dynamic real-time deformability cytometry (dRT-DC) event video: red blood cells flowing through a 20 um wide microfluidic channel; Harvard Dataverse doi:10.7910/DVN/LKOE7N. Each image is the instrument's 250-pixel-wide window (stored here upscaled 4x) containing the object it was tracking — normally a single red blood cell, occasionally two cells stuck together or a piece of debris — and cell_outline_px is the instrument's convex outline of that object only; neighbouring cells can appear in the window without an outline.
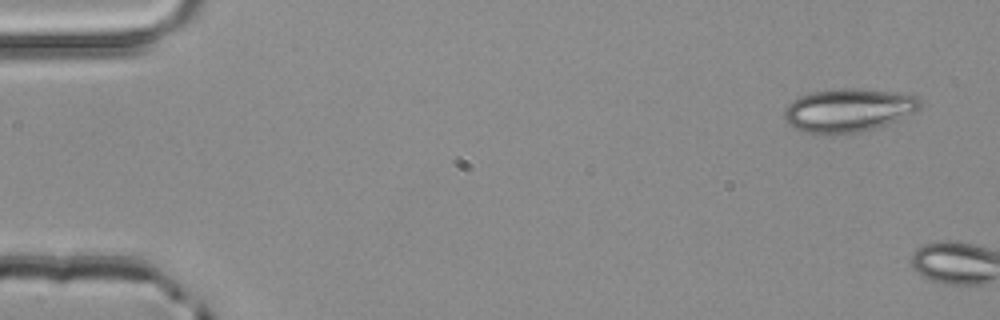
{"species": "common noctule bat (a hibernating species)", "species_latin": "Nyctalus noctula", "temperature_condition": "room temperature", "stored_images_in_passage": 4, "camera_frame_rate_fps": 3000, "um_per_image_px": 0.085, "animal": {"sex": "male", "body_mass_g": 20.4}, "frame": {"image": 1, "passage_image": 1, "time_ms": 0.0, "image_size_px": [1000, 320], "cell_outline_px": [[920, 108], [916, 112], [876, 128], [860, 132], [832, 136], [828, 136], [804, 132], [792, 128], [788, 124], [784, 116], [784, 108], [792, 100], [800, 96], [812, 92], [840, 88], [860, 88], [896, 92], [916, 96], [920, 100]], "centroid_in_image_um": [72.07, 9.39], "position_along_channel_um": 12.9, "area_um2": 34.97}}